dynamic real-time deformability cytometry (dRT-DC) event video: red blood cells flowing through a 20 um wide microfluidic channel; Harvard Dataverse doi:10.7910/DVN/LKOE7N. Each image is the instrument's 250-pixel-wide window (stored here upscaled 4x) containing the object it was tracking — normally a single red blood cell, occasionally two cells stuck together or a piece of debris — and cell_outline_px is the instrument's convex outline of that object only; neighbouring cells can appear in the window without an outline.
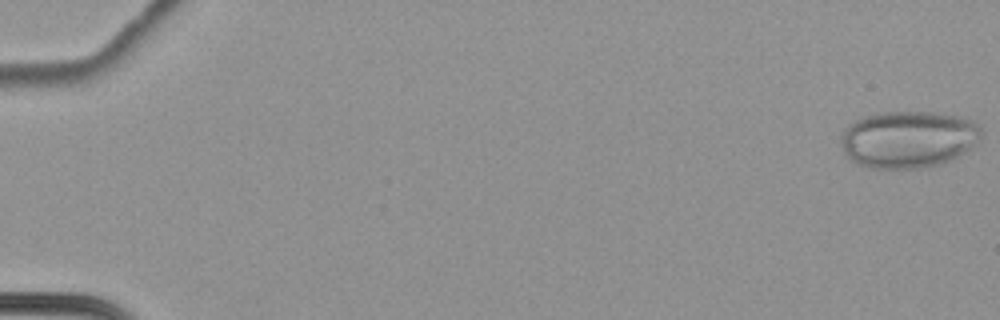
{"species": "common noctule bat (a hibernating species)", "species_latin": "Nyctalus noctula", "temperature_condition": "cold", "stored_images_in_passage": 17, "camera_frame_rate_fps": 3000, "um_per_image_px": 0.085, "animal": {"sex": "female", "body_mass_g": 22.7, "forearm_length_mm": 54.2}, "frame": {"image": 1, "passage_image": 1, "time_ms": 0.0, "image_size_px": [1000, 320], "cell_outline_px": [[984, 132], [976, 144], [952, 160], [940, 164], [920, 168], [872, 168], [860, 164], [852, 160], [844, 152], [840, 140], [840, 136], [844, 128], [848, 124], [860, 116], [876, 112], [932, 112], [956, 116], [972, 120]], "centroid_in_image_um": [77.18, 11.82], "position_along_channel_um": 7.8, "area_um2": 46.93}}